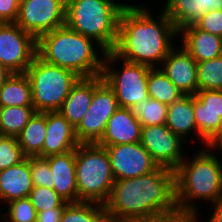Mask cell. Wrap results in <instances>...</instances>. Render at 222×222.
Returning a JSON list of instances; mask_svg holds the SVG:
<instances>
[{"instance_id":"18","label":"cell","mask_w":222,"mask_h":222,"mask_svg":"<svg viewBox=\"0 0 222 222\" xmlns=\"http://www.w3.org/2000/svg\"><path fill=\"white\" fill-rule=\"evenodd\" d=\"M141 128L131 108L119 107L108 120L105 133L97 144L107 147L140 142Z\"/></svg>"},{"instance_id":"21","label":"cell","mask_w":222,"mask_h":222,"mask_svg":"<svg viewBox=\"0 0 222 222\" xmlns=\"http://www.w3.org/2000/svg\"><path fill=\"white\" fill-rule=\"evenodd\" d=\"M29 157L21 163L0 171V206L29 196L33 189Z\"/></svg>"},{"instance_id":"8","label":"cell","mask_w":222,"mask_h":222,"mask_svg":"<svg viewBox=\"0 0 222 222\" xmlns=\"http://www.w3.org/2000/svg\"><path fill=\"white\" fill-rule=\"evenodd\" d=\"M150 69L147 65L130 63L119 59L112 52H106L101 76L115 93L119 107L132 109L137 103L149 98L147 81Z\"/></svg>"},{"instance_id":"6","label":"cell","mask_w":222,"mask_h":222,"mask_svg":"<svg viewBox=\"0 0 222 222\" xmlns=\"http://www.w3.org/2000/svg\"><path fill=\"white\" fill-rule=\"evenodd\" d=\"M76 178L78 202L104 205L108 201L115 178L105 147L95 143L76 148Z\"/></svg>"},{"instance_id":"41","label":"cell","mask_w":222,"mask_h":222,"mask_svg":"<svg viewBox=\"0 0 222 222\" xmlns=\"http://www.w3.org/2000/svg\"><path fill=\"white\" fill-rule=\"evenodd\" d=\"M12 72H10L6 67L0 64V89L3 87L5 81L10 77Z\"/></svg>"},{"instance_id":"5","label":"cell","mask_w":222,"mask_h":222,"mask_svg":"<svg viewBox=\"0 0 222 222\" xmlns=\"http://www.w3.org/2000/svg\"><path fill=\"white\" fill-rule=\"evenodd\" d=\"M127 4L117 0H66L65 24L111 52L117 42L119 18Z\"/></svg>"},{"instance_id":"31","label":"cell","mask_w":222,"mask_h":222,"mask_svg":"<svg viewBox=\"0 0 222 222\" xmlns=\"http://www.w3.org/2000/svg\"><path fill=\"white\" fill-rule=\"evenodd\" d=\"M1 211L0 216L6 222H36L37 220V211L28 197L6 203Z\"/></svg>"},{"instance_id":"23","label":"cell","mask_w":222,"mask_h":222,"mask_svg":"<svg viewBox=\"0 0 222 222\" xmlns=\"http://www.w3.org/2000/svg\"><path fill=\"white\" fill-rule=\"evenodd\" d=\"M93 98V77L80 78L58 110L76 128L90 107Z\"/></svg>"},{"instance_id":"1","label":"cell","mask_w":222,"mask_h":222,"mask_svg":"<svg viewBox=\"0 0 222 222\" xmlns=\"http://www.w3.org/2000/svg\"><path fill=\"white\" fill-rule=\"evenodd\" d=\"M159 10L155 16L147 3L129 2L121 12L117 42L111 52L121 60L159 68L179 38L173 21Z\"/></svg>"},{"instance_id":"38","label":"cell","mask_w":222,"mask_h":222,"mask_svg":"<svg viewBox=\"0 0 222 222\" xmlns=\"http://www.w3.org/2000/svg\"><path fill=\"white\" fill-rule=\"evenodd\" d=\"M211 152L215 153L214 155L217 156L222 161V130L218 132L208 143L206 146ZM218 153V154H217ZM221 154V155H220ZM221 158H220V157Z\"/></svg>"},{"instance_id":"36","label":"cell","mask_w":222,"mask_h":222,"mask_svg":"<svg viewBox=\"0 0 222 222\" xmlns=\"http://www.w3.org/2000/svg\"><path fill=\"white\" fill-rule=\"evenodd\" d=\"M19 6L20 2L17 0H0V23H15Z\"/></svg>"},{"instance_id":"13","label":"cell","mask_w":222,"mask_h":222,"mask_svg":"<svg viewBox=\"0 0 222 222\" xmlns=\"http://www.w3.org/2000/svg\"><path fill=\"white\" fill-rule=\"evenodd\" d=\"M115 180L148 174L159 166L140 142L105 147Z\"/></svg>"},{"instance_id":"43","label":"cell","mask_w":222,"mask_h":222,"mask_svg":"<svg viewBox=\"0 0 222 222\" xmlns=\"http://www.w3.org/2000/svg\"><path fill=\"white\" fill-rule=\"evenodd\" d=\"M131 222H161V217H157L153 219H145V220H134Z\"/></svg>"},{"instance_id":"9","label":"cell","mask_w":222,"mask_h":222,"mask_svg":"<svg viewBox=\"0 0 222 222\" xmlns=\"http://www.w3.org/2000/svg\"><path fill=\"white\" fill-rule=\"evenodd\" d=\"M119 108L115 93L102 79L93 77V98L88 111L75 128L80 144H95L103 137L108 120Z\"/></svg>"},{"instance_id":"22","label":"cell","mask_w":222,"mask_h":222,"mask_svg":"<svg viewBox=\"0 0 222 222\" xmlns=\"http://www.w3.org/2000/svg\"><path fill=\"white\" fill-rule=\"evenodd\" d=\"M162 11L173 21L179 31L194 24L203 14L222 11V0H164Z\"/></svg>"},{"instance_id":"27","label":"cell","mask_w":222,"mask_h":222,"mask_svg":"<svg viewBox=\"0 0 222 222\" xmlns=\"http://www.w3.org/2000/svg\"><path fill=\"white\" fill-rule=\"evenodd\" d=\"M60 222H110L105 205L96 202L68 203Z\"/></svg>"},{"instance_id":"19","label":"cell","mask_w":222,"mask_h":222,"mask_svg":"<svg viewBox=\"0 0 222 222\" xmlns=\"http://www.w3.org/2000/svg\"><path fill=\"white\" fill-rule=\"evenodd\" d=\"M54 176L53 190L66 202H78L76 185V149L46 157Z\"/></svg>"},{"instance_id":"44","label":"cell","mask_w":222,"mask_h":222,"mask_svg":"<svg viewBox=\"0 0 222 222\" xmlns=\"http://www.w3.org/2000/svg\"><path fill=\"white\" fill-rule=\"evenodd\" d=\"M0 222H6V221L0 216Z\"/></svg>"},{"instance_id":"42","label":"cell","mask_w":222,"mask_h":222,"mask_svg":"<svg viewBox=\"0 0 222 222\" xmlns=\"http://www.w3.org/2000/svg\"><path fill=\"white\" fill-rule=\"evenodd\" d=\"M200 216H202V215H199L196 213H188V222H204V218H202Z\"/></svg>"},{"instance_id":"12","label":"cell","mask_w":222,"mask_h":222,"mask_svg":"<svg viewBox=\"0 0 222 222\" xmlns=\"http://www.w3.org/2000/svg\"><path fill=\"white\" fill-rule=\"evenodd\" d=\"M140 143L158 166L173 171L185 158L187 151L184 149L189 148V146L185 147L184 145L187 143L174 134L165 124L142 127Z\"/></svg>"},{"instance_id":"34","label":"cell","mask_w":222,"mask_h":222,"mask_svg":"<svg viewBox=\"0 0 222 222\" xmlns=\"http://www.w3.org/2000/svg\"><path fill=\"white\" fill-rule=\"evenodd\" d=\"M31 176L34 186L54 188V176L49 163L43 157H29Z\"/></svg>"},{"instance_id":"40","label":"cell","mask_w":222,"mask_h":222,"mask_svg":"<svg viewBox=\"0 0 222 222\" xmlns=\"http://www.w3.org/2000/svg\"><path fill=\"white\" fill-rule=\"evenodd\" d=\"M161 222H188L187 212H176L171 215L161 216Z\"/></svg>"},{"instance_id":"17","label":"cell","mask_w":222,"mask_h":222,"mask_svg":"<svg viewBox=\"0 0 222 222\" xmlns=\"http://www.w3.org/2000/svg\"><path fill=\"white\" fill-rule=\"evenodd\" d=\"M46 130L43 158L75 150L80 145L75 128L58 111H46Z\"/></svg>"},{"instance_id":"28","label":"cell","mask_w":222,"mask_h":222,"mask_svg":"<svg viewBox=\"0 0 222 222\" xmlns=\"http://www.w3.org/2000/svg\"><path fill=\"white\" fill-rule=\"evenodd\" d=\"M35 112L33 106L0 107V135L17 137Z\"/></svg>"},{"instance_id":"14","label":"cell","mask_w":222,"mask_h":222,"mask_svg":"<svg viewBox=\"0 0 222 222\" xmlns=\"http://www.w3.org/2000/svg\"><path fill=\"white\" fill-rule=\"evenodd\" d=\"M159 68L184 95L197 93V62L179 42Z\"/></svg>"},{"instance_id":"4","label":"cell","mask_w":222,"mask_h":222,"mask_svg":"<svg viewBox=\"0 0 222 222\" xmlns=\"http://www.w3.org/2000/svg\"><path fill=\"white\" fill-rule=\"evenodd\" d=\"M105 53L93 39L66 24L37 39V55L41 59L73 71L81 78L101 75Z\"/></svg>"},{"instance_id":"24","label":"cell","mask_w":222,"mask_h":222,"mask_svg":"<svg viewBox=\"0 0 222 222\" xmlns=\"http://www.w3.org/2000/svg\"><path fill=\"white\" fill-rule=\"evenodd\" d=\"M46 131V112H35L17 136L18 143L26 157H43Z\"/></svg>"},{"instance_id":"35","label":"cell","mask_w":222,"mask_h":222,"mask_svg":"<svg viewBox=\"0 0 222 222\" xmlns=\"http://www.w3.org/2000/svg\"><path fill=\"white\" fill-rule=\"evenodd\" d=\"M194 24L199 29L222 37V11L212 10L206 12Z\"/></svg>"},{"instance_id":"11","label":"cell","mask_w":222,"mask_h":222,"mask_svg":"<svg viewBox=\"0 0 222 222\" xmlns=\"http://www.w3.org/2000/svg\"><path fill=\"white\" fill-rule=\"evenodd\" d=\"M65 22L66 0H23L15 23L38 39Z\"/></svg>"},{"instance_id":"20","label":"cell","mask_w":222,"mask_h":222,"mask_svg":"<svg viewBox=\"0 0 222 222\" xmlns=\"http://www.w3.org/2000/svg\"><path fill=\"white\" fill-rule=\"evenodd\" d=\"M178 42L196 62L210 60L222 55V37L199 29L195 24L179 30Z\"/></svg>"},{"instance_id":"29","label":"cell","mask_w":222,"mask_h":222,"mask_svg":"<svg viewBox=\"0 0 222 222\" xmlns=\"http://www.w3.org/2000/svg\"><path fill=\"white\" fill-rule=\"evenodd\" d=\"M168 105L153 98H148L132 107L133 114L141 126H157L166 124Z\"/></svg>"},{"instance_id":"37","label":"cell","mask_w":222,"mask_h":222,"mask_svg":"<svg viewBox=\"0 0 222 222\" xmlns=\"http://www.w3.org/2000/svg\"><path fill=\"white\" fill-rule=\"evenodd\" d=\"M64 208H51L37 213L36 222H60Z\"/></svg>"},{"instance_id":"30","label":"cell","mask_w":222,"mask_h":222,"mask_svg":"<svg viewBox=\"0 0 222 222\" xmlns=\"http://www.w3.org/2000/svg\"><path fill=\"white\" fill-rule=\"evenodd\" d=\"M198 91L222 90V55L197 62Z\"/></svg>"},{"instance_id":"2","label":"cell","mask_w":222,"mask_h":222,"mask_svg":"<svg viewBox=\"0 0 222 222\" xmlns=\"http://www.w3.org/2000/svg\"><path fill=\"white\" fill-rule=\"evenodd\" d=\"M110 222H131L178 212L174 171L159 166L132 179L115 180L104 204Z\"/></svg>"},{"instance_id":"32","label":"cell","mask_w":222,"mask_h":222,"mask_svg":"<svg viewBox=\"0 0 222 222\" xmlns=\"http://www.w3.org/2000/svg\"><path fill=\"white\" fill-rule=\"evenodd\" d=\"M28 198L37 213L51 208H65L68 204L53 189L44 186H34Z\"/></svg>"},{"instance_id":"15","label":"cell","mask_w":222,"mask_h":222,"mask_svg":"<svg viewBox=\"0 0 222 222\" xmlns=\"http://www.w3.org/2000/svg\"><path fill=\"white\" fill-rule=\"evenodd\" d=\"M194 115L199 134L209 142L222 130V90L197 91Z\"/></svg>"},{"instance_id":"39","label":"cell","mask_w":222,"mask_h":222,"mask_svg":"<svg viewBox=\"0 0 222 222\" xmlns=\"http://www.w3.org/2000/svg\"><path fill=\"white\" fill-rule=\"evenodd\" d=\"M210 216L204 217L207 222H222V198L211 204ZM213 208V209H212Z\"/></svg>"},{"instance_id":"26","label":"cell","mask_w":222,"mask_h":222,"mask_svg":"<svg viewBox=\"0 0 222 222\" xmlns=\"http://www.w3.org/2000/svg\"><path fill=\"white\" fill-rule=\"evenodd\" d=\"M147 90L149 98L167 105L176 102L184 95L160 68L149 70Z\"/></svg>"},{"instance_id":"7","label":"cell","mask_w":222,"mask_h":222,"mask_svg":"<svg viewBox=\"0 0 222 222\" xmlns=\"http://www.w3.org/2000/svg\"><path fill=\"white\" fill-rule=\"evenodd\" d=\"M25 73L31 84L36 112L58 111L81 78L73 71L45 62L38 55Z\"/></svg>"},{"instance_id":"10","label":"cell","mask_w":222,"mask_h":222,"mask_svg":"<svg viewBox=\"0 0 222 222\" xmlns=\"http://www.w3.org/2000/svg\"><path fill=\"white\" fill-rule=\"evenodd\" d=\"M37 55V39L16 23H0V64L25 73Z\"/></svg>"},{"instance_id":"33","label":"cell","mask_w":222,"mask_h":222,"mask_svg":"<svg viewBox=\"0 0 222 222\" xmlns=\"http://www.w3.org/2000/svg\"><path fill=\"white\" fill-rule=\"evenodd\" d=\"M26 158L17 137L0 135V171L17 165Z\"/></svg>"},{"instance_id":"16","label":"cell","mask_w":222,"mask_h":222,"mask_svg":"<svg viewBox=\"0 0 222 222\" xmlns=\"http://www.w3.org/2000/svg\"><path fill=\"white\" fill-rule=\"evenodd\" d=\"M165 125L184 142L188 143L190 141V146L191 141L194 146L198 145L199 141H201L202 147L207 146L208 142L197 130L194 115V95H183L176 102L168 105ZM191 135L197 139L195 137L192 138Z\"/></svg>"},{"instance_id":"25","label":"cell","mask_w":222,"mask_h":222,"mask_svg":"<svg viewBox=\"0 0 222 222\" xmlns=\"http://www.w3.org/2000/svg\"><path fill=\"white\" fill-rule=\"evenodd\" d=\"M33 106L32 88L26 73H12L0 89V107Z\"/></svg>"},{"instance_id":"3","label":"cell","mask_w":222,"mask_h":222,"mask_svg":"<svg viewBox=\"0 0 222 222\" xmlns=\"http://www.w3.org/2000/svg\"><path fill=\"white\" fill-rule=\"evenodd\" d=\"M191 153L174 170L175 199L179 212L201 214V201L211 205L222 198V161L206 146Z\"/></svg>"}]
</instances>
